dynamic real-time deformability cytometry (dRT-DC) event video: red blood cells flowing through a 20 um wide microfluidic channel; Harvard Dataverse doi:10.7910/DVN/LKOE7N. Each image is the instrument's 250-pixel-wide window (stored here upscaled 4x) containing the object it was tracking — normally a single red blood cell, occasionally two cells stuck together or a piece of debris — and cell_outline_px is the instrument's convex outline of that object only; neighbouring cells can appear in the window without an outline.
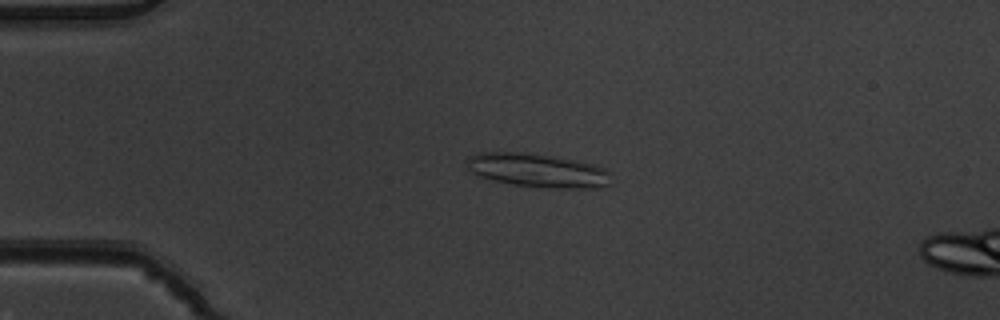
{"species": "common noctule bat (a hibernating species)", "species_latin": "Nyctalus noctula", "temperature_condition": "warm", "stored_images_in_passage": 6, "camera_frame_rate_fps": 3000, "um_per_image_px": 0.085, "animal": {"sex": "male", "body_mass_g": 19.5, "forearm_length_mm": 54.6}, "frame": {"image": 1, "passage_image": 4, "time_ms": 1.0, "image_size_px": [1000, 320], "cell_outline_px": [[612, 184], [600, 188], [548, 188], [516, 184], [492, 180], [480, 176], [472, 172], [468, 168], [468, 156], [476, 152], [528, 152], [552, 156], [596, 164], [604, 168], [608, 172]], "centroid_in_image_um": [45.73, 14.48], "position_along_channel_um": 39.3, "area_um2": 28.5}}